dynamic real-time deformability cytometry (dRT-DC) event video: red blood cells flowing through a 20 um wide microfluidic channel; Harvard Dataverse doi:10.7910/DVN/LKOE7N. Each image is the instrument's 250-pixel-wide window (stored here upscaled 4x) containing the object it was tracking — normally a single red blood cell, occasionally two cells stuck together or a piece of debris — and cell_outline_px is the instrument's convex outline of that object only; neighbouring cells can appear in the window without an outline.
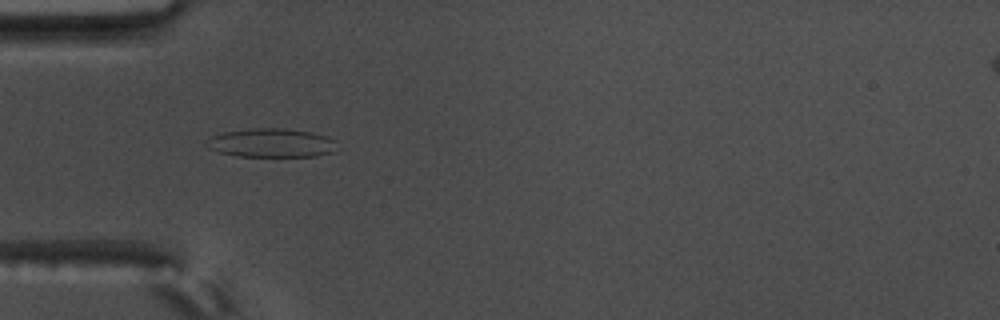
{"species": "common noctule bat (a hibernating species)", "species_latin": "Nyctalus noctula", "temperature_condition": "warm", "stored_images_in_passage": 46, "camera_frame_rate_fps": 3000, "um_per_image_px": 0.085, "animal": {"sex": "male", "body_mass_g": 17.5, "forearm_length_mm": 52.3}, "frame": {"image": 1, "passage_image": 8, "time_ms": 2.333, "image_size_px": [1000, 320], "cell_outline_px": [[336, 140], [332, 152], [316, 156], [236, 156], [220, 152], [208, 148], [204, 144], [212, 136], [224, 132], [252, 128], [284, 128], [312, 132], [328, 136]], "centroid_in_image_um": [23.06, 12.14], "position_along_channel_um": 61.9, "area_um2": 21.85}}
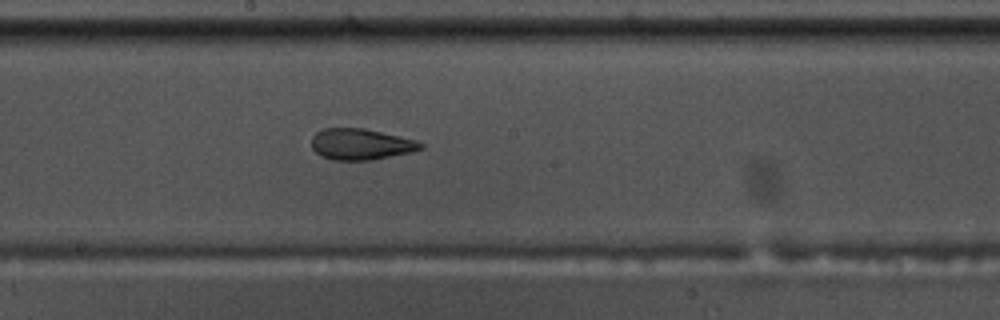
{"frame": {"image": 2, "passage_image": 21, "time_ms": 6.667, "image_size_px": [1000, 320], "cell_outline_px": [[424, 148], [412, 152], [372, 160], [332, 160], [320, 156], [312, 148], [312, 136], [316, 132], [324, 128], [364, 128], [416, 140], [424, 144]], "centroid_in_image_um": [30.67, 12.26], "position_along_channel_um": 217.5, "area_um2": 19.88}}
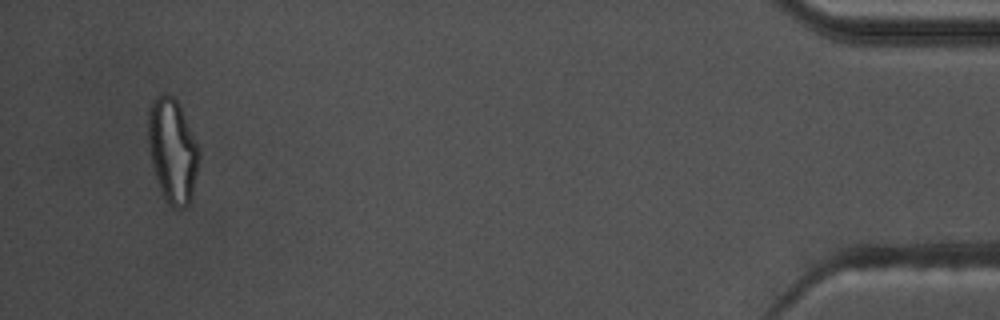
{"frame": {"image": 3, "passage_image": 44, "time_ms": 14.333, "image_size_px": [1000, 320], "cell_outline_px": [[200, 156], [192, 196], [188, 204], [184, 208], [172, 208], [164, 200], [152, 164], [148, 148], [148, 108], [152, 100], [160, 92], [164, 92], [172, 96], [180, 104], [200, 152]], "centroid_in_image_um": [14.65, 12.78], "position_along_channel_um": 420.6, "area_um2": 31.1}, "authors_computed_cell_mechanics": {"area_um2": 21.6172, "velocity_mm_per_s": 3.6512, "shape_relaxation_time_tau1_ms": null, "shape_relaxation_time_tau2_ms": 1.5697, "deformation_change_tau1": null, "deformation_change_tau2": 0.0856}}